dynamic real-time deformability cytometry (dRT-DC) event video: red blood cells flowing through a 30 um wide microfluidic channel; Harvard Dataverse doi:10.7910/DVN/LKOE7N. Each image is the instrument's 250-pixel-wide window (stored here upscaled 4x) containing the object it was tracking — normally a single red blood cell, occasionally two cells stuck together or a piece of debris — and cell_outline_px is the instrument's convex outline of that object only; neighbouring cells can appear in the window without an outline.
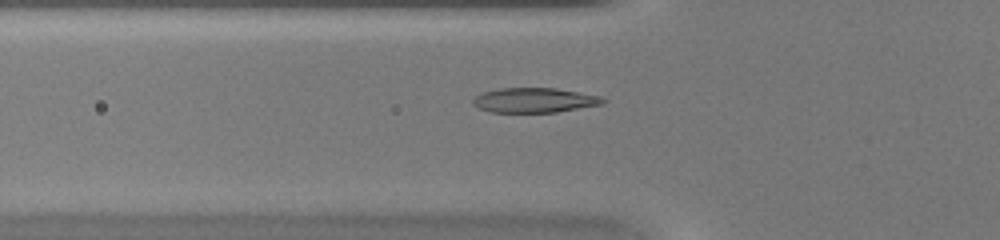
{"species": "common noctule bat (a hibernating species)", "species_latin": "Nyctalus noctula", "temperature_condition": "warm", "stored_images_in_passage": 36, "camera_frame_rate_fps": 3000, "um_per_image_px": 0.085, "animal": {"sex": "female", "body_mass_g": 20.0, "forearm_length_mm": 54.0}, "frame": {"image": 1, "passage_image": 8, "time_ms": 2.333, "image_size_px": [1000, 240], "cell_outline_px": [[608, 100], [604, 104], [556, 112], [488, 112], [472, 104], [472, 100], [480, 92], [500, 88], [556, 88], [600, 96]], "centroid_in_image_um": [45.42, 8.51], "position_along_channel_um": 80.4, "area_um2": 18.84}}
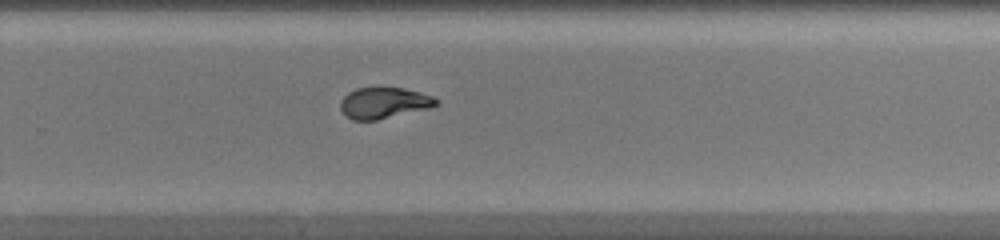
{"frame": {"image": 2, "passage_image": 22, "time_ms": 7.0, "image_size_px": [1000, 240], "cell_outline_px": [[440, 104], [428, 108], [376, 120], [352, 120], [340, 108], [340, 100], [348, 92], [356, 88], [380, 84], [404, 88], [420, 92], [432, 96], [440, 100]], "centroid_in_image_um": [32.63, 8.68], "position_along_channel_um": 297.2, "area_um2": 17.92}}
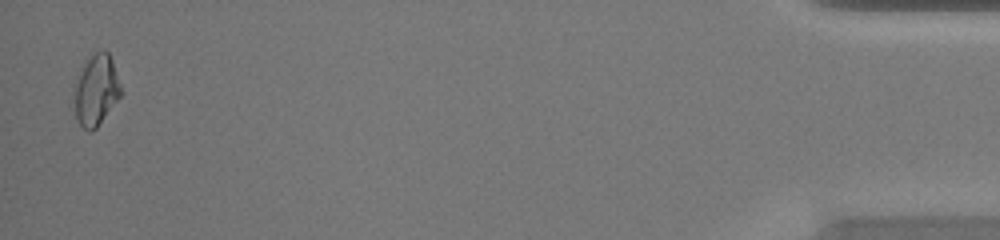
{"frame": {"image": 3, "passage_image": 36, "time_ms": 11.667, "image_size_px": [1000, 240], "cell_outline_px": [[120, 96], [96, 128], [92, 132], [88, 132], [80, 124], [76, 116], [76, 84], [80, 68], [96, 52], [104, 48], [108, 52], [112, 60], [120, 84]], "centroid_in_image_um": [8.19, 7.65], "position_along_channel_um": 427.0, "area_um2": 18.61}}